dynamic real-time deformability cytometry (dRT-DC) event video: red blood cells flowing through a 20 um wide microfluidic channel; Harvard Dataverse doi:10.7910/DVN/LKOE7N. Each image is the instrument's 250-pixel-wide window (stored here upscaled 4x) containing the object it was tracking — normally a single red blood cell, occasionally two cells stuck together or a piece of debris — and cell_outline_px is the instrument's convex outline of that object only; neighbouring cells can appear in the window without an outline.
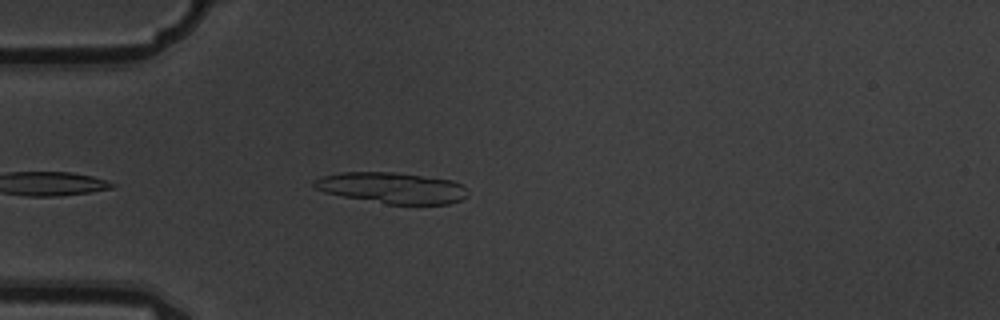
{"species": "common noctule bat (a hibernating species)", "species_latin": "Nyctalus noctula", "temperature_condition": "warm", "stored_images_in_passage": 5, "camera_frame_rate_fps": 3000, "um_per_image_px": 0.085, "animal": {"sex": "male", "body_mass_g": 19.5, "forearm_length_mm": 54.6}, "frame": {"image": 1, "passage_image": 5, "time_ms": 1.333, "image_size_px": [1000, 320], "cell_outline_px": [[468, 196], [460, 200], [448, 204], [388, 204], [344, 196], [324, 192], [316, 188], [312, 184], [312, 180], [320, 176], [340, 172], [396, 172], [452, 180], [460, 184], [468, 192]], "centroid_in_image_um": [33.3, 15.96], "position_along_channel_um": 51.7, "area_um2": 27.74}}